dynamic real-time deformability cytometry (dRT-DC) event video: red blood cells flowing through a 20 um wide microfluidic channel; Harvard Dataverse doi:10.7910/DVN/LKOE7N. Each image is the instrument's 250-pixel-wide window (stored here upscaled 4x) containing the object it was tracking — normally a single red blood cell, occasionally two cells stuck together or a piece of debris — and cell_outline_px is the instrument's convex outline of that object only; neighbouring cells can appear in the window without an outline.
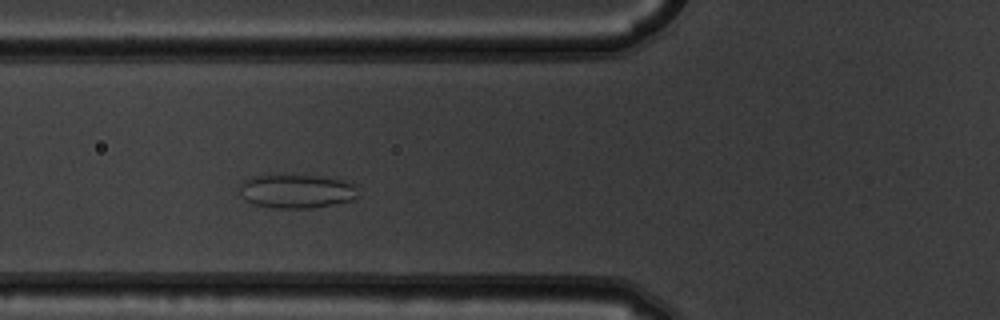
{"species": "common noctule bat (a hibernating species)", "species_latin": "Nyctalus noctula", "temperature_condition": "warm", "stored_images_in_passage": 6, "camera_frame_rate_fps": 3000, "um_per_image_px": 0.085, "animal": {"sex": "male", "body_mass_g": 19.5, "forearm_length_mm": 54.6}, "frame": {"image": 1, "passage_image": 4, "time_ms": 1.0, "image_size_px": [1000, 320], "cell_outline_px": [[360, 196], [352, 200], [312, 208], [272, 208], [252, 204], [244, 200], [240, 196], [240, 184], [244, 180], [252, 176], [316, 176], [340, 180], [356, 184]], "centroid_in_image_um": [25.2, 16.28], "position_along_channel_um": 100.6, "area_um2": 23.35}}
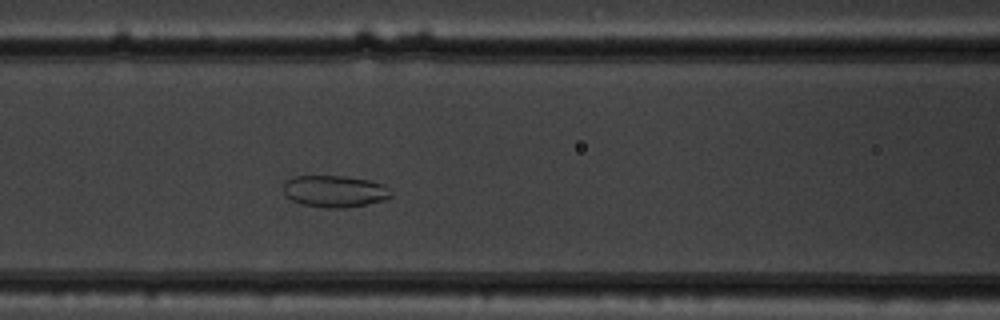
{"frame": {"image": 2, "passage_image": 5, "time_ms": 1.333, "image_size_px": [1000, 320], "cell_outline_px": [[392, 196], [384, 200], [364, 204], [340, 208], [324, 208], [300, 204], [284, 196], [284, 180], [292, 176], [344, 176], [368, 180], [384, 184], [392, 192]], "centroid_in_image_um": [28.4, 16.25], "position_along_channel_um": 138.2, "area_um2": 20.06}}